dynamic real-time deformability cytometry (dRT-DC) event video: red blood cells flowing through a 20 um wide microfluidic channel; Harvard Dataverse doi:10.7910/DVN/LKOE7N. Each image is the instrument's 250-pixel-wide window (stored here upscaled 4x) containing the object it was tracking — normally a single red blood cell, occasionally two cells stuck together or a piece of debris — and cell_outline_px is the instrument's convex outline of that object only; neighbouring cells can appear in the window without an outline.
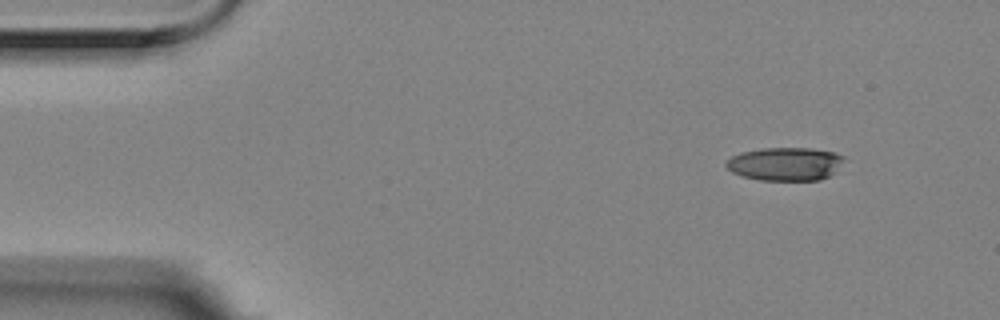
{"species": "Egyptian fruit bat (a non-hibernating species)", "species_latin": "Rousettus aegyptiacus", "temperature_condition": "room temperature", "stored_images_in_passage": 5, "camera_frame_rate_fps": 3000, "um_per_image_px": 0.085, "animal": {"sex": "female"}, "frame": {"image": 1, "passage_image": 1, "time_ms": 0.0, "image_size_px": [1000, 320], "cell_outline_px": [[844, 156], [832, 172], [828, 176], [820, 180], [760, 180], [740, 176], [732, 172], [724, 164], [732, 156], [740, 152], [764, 148], [812, 148], [836, 152]], "centroid_in_image_um": [66.68, 13.93], "position_along_channel_um": 18.3, "area_um2": 22.66}}